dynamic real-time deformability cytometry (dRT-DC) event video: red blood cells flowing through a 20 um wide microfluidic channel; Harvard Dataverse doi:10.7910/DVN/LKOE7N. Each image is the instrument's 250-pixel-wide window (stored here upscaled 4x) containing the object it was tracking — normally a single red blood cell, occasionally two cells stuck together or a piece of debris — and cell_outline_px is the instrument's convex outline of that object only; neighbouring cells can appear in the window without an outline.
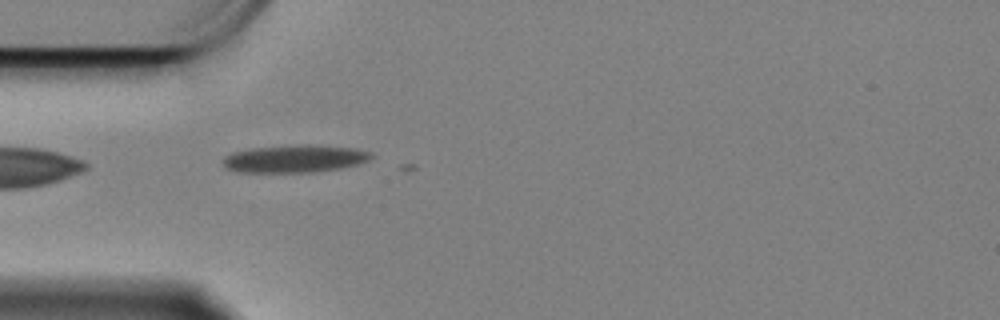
{"species": "Egyptian fruit bat (a non-hibernating species)", "species_latin": "Rousettus aegyptiacus", "temperature_condition": "cold", "stored_images_in_passage": 2, "camera_frame_rate_fps": 3000, "um_per_image_px": 0.085, "animal": {"sex": "female"}, "frame": {"image": 1, "passage_image": 1, "time_ms": 0.0, "image_size_px": [1000, 320], "cell_outline_px": [[372, 156], [368, 160], [356, 164], [340, 168], [312, 172], [240, 172], [228, 168], [224, 164], [224, 156], [232, 152], [252, 148], [296, 144], [308, 144], [356, 148], [372, 152]], "centroid_in_image_um": [25.06, 13.47], "position_along_channel_um": 59.9, "area_um2": 23.76}}